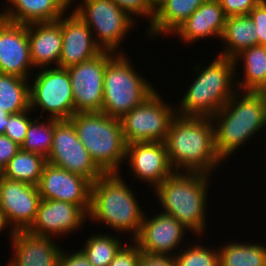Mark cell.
I'll list each match as a JSON object with an SVG mask.
<instances>
[{
  "label": "cell",
  "mask_w": 266,
  "mask_h": 266,
  "mask_svg": "<svg viewBox=\"0 0 266 266\" xmlns=\"http://www.w3.org/2000/svg\"><path fill=\"white\" fill-rule=\"evenodd\" d=\"M73 7V11L89 26L96 44L102 50L124 52L120 43L135 28L136 22L122 9L111 0H81Z\"/></svg>",
  "instance_id": "cell-8"
},
{
  "label": "cell",
  "mask_w": 266,
  "mask_h": 266,
  "mask_svg": "<svg viewBox=\"0 0 266 266\" xmlns=\"http://www.w3.org/2000/svg\"><path fill=\"white\" fill-rule=\"evenodd\" d=\"M233 59L235 70L241 63L244 68L242 80L235 78L237 90L266 92V46H252L241 51Z\"/></svg>",
  "instance_id": "cell-25"
},
{
  "label": "cell",
  "mask_w": 266,
  "mask_h": 266,
  "mask_svg": "<svg viewBox=\"0 0 266 266\" xmlns=\"http://www.w3.org/2000/svg\"><path fill=\"white\" fill-rule=\"evenodd\" d=\"M32 69L27 24L0 18V73L31 80Z\"/></svg>",
  "instance_id": "cell-18"
},
{
  "label": "cell",
  "mask_w": 266,
  "mask_h": 266,
  "mask_svg": "<svg viewBox=\"0 0 266 266\" xmlns=\"http://www.w3.org/2000/svg\"><path fill=\"white\" fill-rule=\"evenodd\" d=\"M182 246L173 257L176 266H220L218 248H209L202 243L194 242Z\"/></svg>",
  "instance_id": "cell-32"
},
{
  "label": "cell",
  "mask_w": 266,
  "mask_h": 266,
  "mask_svg": "<svg viewBox=\"0 0 266 266\" xmlns=\"http://www.w3.org/2000/svg\"><path fill=\"white\" fill-rule=\"evenodd\" d=\"M261 0H219L226 17L248 15Z\"/></svg>",
  "instance_id": "cell-37"
},
{
  "label": "cell",
  "mask_w": 266,
  "mask_h": 266,
  "mask_svg": "<svg viewBox=\"0 0 266 266\" xmlns=\"http://www.w3.org/2000/svg\"><path fill=\"white\" fill-rule=\"evenodd\" d=\"M61 31L62 52L59 59L61 68L84 62L102 51L96 44L89 26L73 10L61 17Z\"/></svg>",
  "instance_id": "cell-19"
},
{
  "label": "cell",
  "mask_w": 266,
  "mask_h": 266,
  "mask_svg": "<svg viewBox=\"0 0 266 266\" xmlns=\"http://www.w3.org/2000/svg\"><path fill=\"white\" fill-rule=\"evenodd\" d=\"M125 243L108 266H138L142 251L134 240Z\"/></svg>",
  "instance_id": "cell-35"
},
{
  "label": "cell",
  "mask_w": 266,
  "mask_h": 266,
  "mask_svg": "<svg viewBox=\"0 0 266 266\" xmlns=\"http://www.w3.org/2000/svg\"><path fill=\"white\" fill-rule=\"evenodd\" d=\"M116 53L102 50L96 56L67 68L75 107L79 112H101L106 65Z\"/></svg>",
  "instance_id": "cell-12"
},
{
  "label": "cell",
  "mask_w": 266,
  "mask_h": 266,
  "mask_svg": "<svg viewBox=\"0 0 266 266\" xmlns=\"http://www.w3.org/2000/svg\"><path fill=\"white\" fill-rule=\"evenodd\" d=\"M207 0H159L155 4V16L148 25L146 37L172 35L179 26Z\"/></svg>",
  "instance_id": "cell-24"
},
{
  "label": "cell",
  "mask_w": 266,
  "mask_h": 266,
  "mask_svg": "<svg viewBox=\"0 0 266 266\" xmlns=\"http://www.w3.org/2000/svg\"><path fill=\"white\" fill-rule=\"evenodd\" d=\"M175 116L176 106L165 102L156 90L141 105L120 118L126 143L165 142L169 124Z\"/></svg>",
  "instance_id": "cell-9"
},
{
  "label": "cell",
  "mask_w": 266,
  "mask_h": 266,
  "mask_svg": "<svg viewBox=\"0 0 266 266\" xmlns=\"http://www.w3.org/2000/svg\"><path fill=\"white\" fill-rule=\"evenodd\" d=\"M91 186L92 183L85 177L47 162L37 188L41 199L70 202L78 205L88 215Z\"/></svg>",
  "instance_id": "cell-14"
},
{
  "label": "cell",
  "mask_w": 266,
  "mask_h": 266,
  "mask_svg": "<svg viewBox=\"0 0 266 266\" xmlns=\"http://www.w3.org/2000/svg\"><path fill=\"white\" fill-rule=\"evenodd\" d=\"M136 23L137 18H149V24L155 16V4L151 0H111ZM136 19V20H135Z\"/></svg>",
  "instance_id": "cell-34"
},
{
  "label": "cell",
  "mask_w": 266,
  "mask_h": 266,
  "mask_svg": "<svg viewBox=\"0 0 266 266\" xmlns=\"http://www.w3.org/2000/svg\"><path fill=\"white\" fill-rule=\"evenodd\" d=\"M91 235L80 250L93 266H108L125 242L116 234L101 232Z\"/></svg>",
  "instance_id": "cell-30"
},
{
  "label": "cell",
  "mask_w": 266,
  "mask_h": 266,
  "mask_svg": "<svg viewBox=\"0 0 266 266\" xmlns=\"http://www.w3.org/2000/svg\"><path fill=\"white\" fill-rule=\"evenodd\" d=\"M154 4H156L159 0H151Z\"/></svg>",
  "instance_id": "cell-43"
},
{
  "label": "cell",
  "mask_w": 266,
  "mask_h": 266,
  "mask_svg": "<svg viewBox=\"0 0 266 266\" xmlns=\"http://www.w3.org/2000/svg\"><path fill=\"white\" fill-rule=\"evenodd\" d=\"M57 266H93L90 261L86 258L84 253L78 249V251H65L61 250Z\"/></svg>",
  "instance_id": "cell-39"
},
{
  "label": "cell",
  "mask_w": 266,
  "mask_h": 266,
  "mask_svg": "<svg viewBox=\"0 0 266 266\" xmlns=\"http://www.w3.org/2000/svg\"><path fill=\"white\" fill-rule=\"evenodd\" d=\"M165 145L175 172L213 175V170L223 164L215 148L214 126L209 117L176 115L169 124Z\"/></svg>",
  "instance_id": "cell-1"
},
{
  "label": "cell",
  "mask_w": 266,
  "mask_h": 266,
  "mask_svg": "<svg viewBox=\"0 0 266 266\" xmlns=\"http://www.w3.org/2000/svg\"><path fill=\"white\" fill-rule=\"evenodd\" d=\"M32 112L33 111L29 109L21 113L8 115V123L6 125L4 135L9 137L20 147L25 140L28 127L33 121V117H30Z\"/></svg>",
  "instance_id": "cell-33"
},
{
  "label": "cell",
  "mask_w": 266,
  "mask_h": 266,
  "mask_svg": "<svg viewBox=\"0 0 266 266\" xmlns=\"http://www.w3.org/2000/svg\"><path fill=\"white\" fill-rule=\"evenodd\" d=\"M20 146L4 134H0V173L19 151Z\"/></svg>",
  "instance_id": "cell-38"
},
{
  "label": "cell",
  "mask_w": 266,
  "mask_h": 266,
  "mask_svg": "<svg viewBox=\"0 0 266 266\" xmlns=\"http://www.w3.org/2000/svg\"><path fill=\"white\" fill-rule=\"evenodd\" d=\"M230 241L218 246L220 266H266V245ZM265 245V246H264ZM220 247V248H219Z\"/></svg>",
  "instance_id": "cell-27"
},
{
  "label": "cell",
  "mask_w": 266,
  "mask_h": 266,
  "mask_svg": "<svg viewBox=\"0 0 266 266\" xmlns=\"http://www.w3.org/2000/svg\"><path fill=\"white\" fill-rule=\"evenodd\" d=\"M46 163L44 156L19 149L0 174L10 180L37 186Z\"/></svg>",
  "instance_id": "cell-29"
},
{
  "label": "cell",
  "mask_w": 266,
  "mask_h": 266,
  "mask_svg": "<svg viewBox=\"0 0 266 266\" xmlns=\"http://www.w3.org/2000/svg\"><path fill=\"white\" fill-rule=\"evenodd\" d=\"M215 57L206 67L197 63L192 68L196 78L178 103L176 115L211 118L235 94L237 71L234 59Z\"/></svg>",
  "instance_id": "cell-4"
},
{
  "label": "cell",
  "mask_w": 266,
  "mask_h": 266,
  "mask_svg": "<svg viewBox=\"0 0 266 266\" xmlns=\"http://www.w3.org/2000/svg\"><path fill=\"white\" fill-rule=\"evenodd\" d=\"M8 115L4 109H0V134H4L6 125L8 123Z\"/></svg>",
  "instance_id": "cell-42"
},
{
  "label": "cell",
  "mask_w": 266,
  "mask_h": 266,
  "mask_svg": "<svg viewBox=\"0 0 266 266\" xmlns=\"http://www.w3.org/2000/svg\"><path fill=\"white\" fill-rule=\"evenodd\" d=\"M255 24L249 15L226 17L225 26L220 37L223 40V51L219 56L234 58L241 51L258 45V37L254 31Z\"/></svg>",
  "instance_id": "cell-26"
},
{
  "label": "cell",
  "mask_w": 266,
  "mask_h": 266,
  "mask_svg": "<svg viewBox=\"0 0 266 266\" xmlns=\"http://www.w3.org/2000/svg\"><path fill=\"white\" fill-rule=\"evenodd\" d=\"M248 15L255 24L258 45L266 46V0H261Z\"/></svg>",
  "instance_id": "cell-36"
},
{
  "label": "cell",
  "mask_w": 266,
  "mask_h": 266,
  "mask_svg": "<svg viewBox=\"0 0 266 266\" xmlns=\"http://www.w3.org/2000/svg\"><path fill=\"white\" fill-rule=\"evenodd\" d=\"M126 55V52L116 53L108 61L103 80L101 112L118 119L141 105L157 90L132 66Z\"/></svg>",
  "instance_id": "cell-7"
},
{
  "label": "cell",
  "mask_w": 266,
  "mask_h": 266,
  "mask_svg": "<svg viewBox=\"0 0 266 266\" xmlns=\"http://www.w3.org/2000/svg\"><path fill=\"white\" fill-rule=\"evenodd\" d=\"M153 215L147 217L144 214L140 232L134 241L142 253L174 257L181 246H185L184 236L190 231H186L188 229L170 215L162 212Z\"/></svg>",
  "instance_id": "cell-13"
},
{
  "label": "cell",
  "mask_w": 266,
  "mask_h": 266,
  "mask_svg": "<svg viewBox=\"0 0 266 266\" xmlns=\"http://www.w3.org/2000/svg\"><path fill=\"white\" fill-rule=\"evenodd\" d=\"M27 34L34 70L59 67L62 52L61 18L52 22L27 24Z\"/></svg>",
  "instance_id": "cell-21"
},
{
  "label": "cell",
  "mask_w": 266,
  "mask_h": 266,
  "mask_svg": "<svg viewBox=\"0 0 266 266\" xmlns=\"http://www.w3.org/2000/svg\"><path fill=\"white\" fill-rule=\"evenodd\" d=\"M125 164L134 179L149 183L156 188L175 171L168 158L165 142H142L127 144Z\"/></svg>",
  "instance_id": "cell-16"
},
{
  "label": "cell",
  "mask_w": 266,
  "mask_h": 266,
  "mask_svg": "<svg viewBox=\"0 0 266 266\" xmlns=\"http://www.w3.org/2000/svg\"><path fill=\"white\" fill-rule=\"evenodd\" d=\"M9 230L7 234L9 235V239H11L14 236L15 231L12 229V227L7 222L6 216L4 215L2 209L0 208V234L3 233V230Z\"/></svg>",
  "instance_id": "cell-41"
},
{
  "label": "cell",
  "mask_w": 266,
  "mask_h": 266,
  "mask_svg": "<svg viewBox=\"0 0 266 266\" xmlns=\"http://www.w3.org/2000/svg\"><path fill=\"white\" fill-rule=\"evenodd\" d=\"M41 196L35 185L0 174V208L14 231H27L35 222Z\"/></svg>",
  "instance_id": "cell-15"
},
{
  "label": "cell",
  "mask_w": 266,
  "mask_h": 266,
  "mask_svg": "<svg viewBox=\"0 0 266 266\" xmlns=\"http://www.w3.org/2000/svg\"><path fill=\"white\" fill-rule=\"evenodd\" d=\"M226 16L219 0H207L200 5L171 35L178 37L184 44H194L206 37H221Z\"/></svg>",
  "instance_id": "cell-22"
},
{
  "label": "cell",
  "mask_w": 266,
  "mask_h": 266,
  "mask_svg": "<svg viewBox=\"0 0 266 266\" xmlns=\"http://www.w3.org/2000/svg\"><path fill=\"white\" fill-rule=\"evenodd\" d=\"M88 215L70 202L41 199L35 222L27 230L30 234L43 237L68 235L82 229Z\"/></svg>",
  "instance_id": "cell-17"
},
{
  "label": "cell",
  "mask_w": 266,
  "mask_h": 266,
  "mask_svg": "<svg viewBox=\"0 0 266 266\" xmlns=\"http://www.w3.org/2000/svg\"><path fill=\"white\" fill-rule=\"evenodd\" d=\"M41 117L37 116L29 125L27 134L20 149L27 152L37 153L45 158L49 156V153L53 145V135L55 131V119L47 117L44 122Z\"/></svg>",
  "instance_id": "cell-31"
},
{
  "label": "cell",
  "mask_w": 266,
  "mask_h": 266,
  "mask_svg": "<svg viewBox=\"0 0 266 266\" xmlns=\"http://www.w3.org/2000/svg\"><path fill=\"white\" fill-rule=\"evenodd\" d=\"M128 186L120 173L101 176L91 186L88 220L103 223L116 234L130 233V239L134 240L146 212L142 210L136 192Z\"/></svg>",
  "instance_id": "cell-3"
},
{
  "label": "cell",
  "mask_w": 266,
  "mask_h": 266,
  "mask_svg": "<svg viewBox=\"0 0 266 266\" xmlns=\"http://www.w3.org/2000/svg\"><path fill=\"white\" fill-rule=\"evenodd\" d=\"M69 120L95 164L105 174L119 173L127 149L120 119L103 112H79Z\"/></svg>",
  "instance_id": "cell-6"
},
{
  "label": "cell",
  "mask_w": 266,
  "mask_h": 266,
  "mask_svg": "<svg viewBox=\"0 0 266 266\" xmlns=\"http://www.w3.org/2000/svg\"><path fill=\"white\" fill-rule=\"evenodd\" d=\"M46 159L51 165L81 175L92 184L105 174L80 142L70 120L55 119L53 145Z\"/></svg>",
  "instance_id": "cell-11"
},
{
  "label": "cell",
  "mask_w": 266,
  "mask_h": 266,
  "mask_svg": "<svg viewBox=\"0 0 266 266\" xmlns=\"http://www.w3.org/2000/svg\"><path fill=\"white\" fill-rule=\"evenodd\" d=\"M212 176L202 173L174 172L153 192L164 214L174 217L198 238L206 233L208 190ZM210 179V180H209Z\"/></svg>",
  "instance_id": "cell-5"
},
{
  "label": "cell",
  "mask_w": 266,
  "mask_h": 266,
  "mask_svg": "<svg viewBox=\"0 0 266 266\" xmlns=\"http://www.w3.org/2000/svg\"><path fill=\"white\" fill-rule=\"evenodd\" d=\"M138 266H176L171 256L148 255L142 253Z\"/></svg>",
  "instance_id": "cell-40"
},
{
  "label": "cell",
  "mask_w": 266,
  "mask_h": 266,
  "mask_svg": "<svg viewBox=\"0 0 266 266\" xmlns=\"http://www.w3.org/2000/svg\"><path fill=\"white\" fill-rule=\"evenodd\" d=\"M211 120L215 148L224 162L241 145L266 130V92L237 90Z\"/></svg>",
  "instance_id": "cell-2"
},
{
  "label": "cell",
  "mask_w": 266,
  "mask_h": 266,
  "mask_svg": "<svg viewBox=\"0 0 266 266\" xmlns=\"http://www.w3.org/2000/svg\"><path fill=\"white\" fill-rule=\"evenodd\" d=\"M13 257L8 259L11 266H57L62 246L52 237L15 231L10 239Z\"/></svg>",
  "instance_id": "cell-20"
},
{
  "label": "cell",
  "mask_w": 266,
  "mask_h": 266,
  "mask_svg": "<svg viewBox=\"0 0 266 266\" xmlns=\"http://www.w3.org/2000/svg\"><path fill=\"white\" fill-rule=\"evenodd\" d=\"M0 18L17 24L57 21L70 9L72 0H6ZM72 4V5H71ZM7 8V9H6Z\"/></svg>",
  "instance_id": "cell-23"
},
{
  "label": "cell",
  "mask_w": 266,
  "mask_h": 266,
  "mask_svg": "<svg viewBox=\"0 0 266 266\" xmlns=\"http://www.w3.org/2000/svg\"><path fill=\"white\" fill-rule=\"evenodd\" d=\"M30 81V109L46 113L47 118L69 120L75 114L73 91L67 68L37 70ZM38 108V109H37Z\"/></svg>",
  "instance_id": "cell-10"
},
{
  "label": "cell",
  "mask_w": 266,
  "mask_h": 266,
  "mask_svg": "<svg viewBox=\"0 0 266 266\" xmlns=\"http://www.w3.org/2000/svg\"><path fill=\"white\" fill-rule=\"evenodd\" d=\"M0 109L17 114L30 109V79L0 73Z\"/></svg>",
  "instance_id": "cell-28"
}]
</instances>
